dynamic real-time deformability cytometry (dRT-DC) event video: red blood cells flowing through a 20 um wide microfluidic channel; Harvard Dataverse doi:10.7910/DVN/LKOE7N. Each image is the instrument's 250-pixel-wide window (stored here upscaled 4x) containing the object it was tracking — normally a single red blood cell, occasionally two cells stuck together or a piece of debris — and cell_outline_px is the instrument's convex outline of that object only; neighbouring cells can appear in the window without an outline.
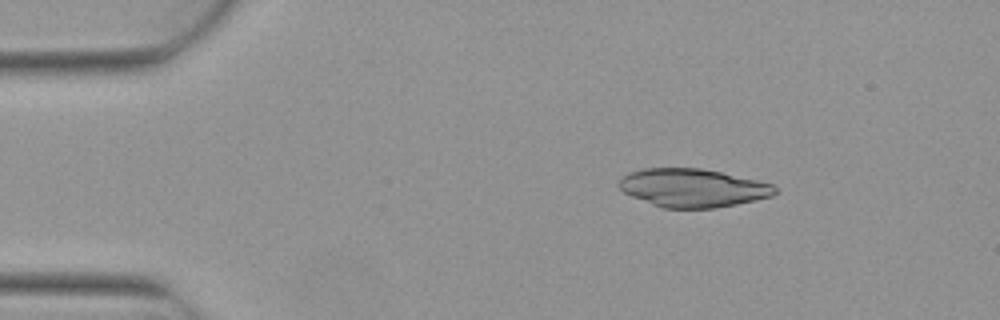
{"species": "Egyptian fruit bat (a non-hibernating species)", "species_latin": "Rousettus aegyptiacus", "temperature_condition": "warm", "stored_images_in_passage": 4, "camera_frame_rate_fps": 3000, "um_per_image_px": 0.085, "animal": {"sex": "female"}, "frame": {"image": 1, "passage_image": 2, "time_ms": 0.333, "image_size_px": [1000, 320], "cell_outline_px": [[776, 192], [772, 196], [756, 200], [716, 208], [664, 208], [652, 204], [632, 196], [624, 192], [616, 184], [620, 176], [628, 172], [644, 168], [700, 168], [720, 172], [756, 180], [772, 184], [776, 188]], "centroid_in_image_um": [58.83, 15.96], "position_along_channel_um": 26.2, "area_um2": 34.8}}